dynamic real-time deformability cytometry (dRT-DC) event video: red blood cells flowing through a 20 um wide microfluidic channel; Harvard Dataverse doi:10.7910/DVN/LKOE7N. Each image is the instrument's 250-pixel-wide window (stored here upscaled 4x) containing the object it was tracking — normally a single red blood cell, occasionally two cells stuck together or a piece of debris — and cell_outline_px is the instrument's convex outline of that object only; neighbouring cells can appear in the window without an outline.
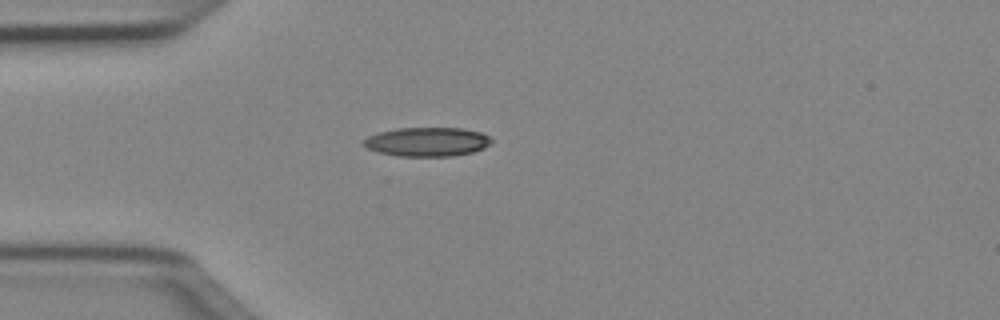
{"species": "Egyptian fruit bat (a non-hibernating species)", "species_latin": "Rousettus aegyptiacus", "temperature_condition": "cold", "stored_images_in_passage": 37, "camera_frame_rate_fps": 3000, "um_per_image_px": 0.085, "animal": {"sex": "female"}, "frame": {"image": 1, "passage_image": 1, "time_ms": 0.0, "image_size_px": [1000, 320], "cell_outline_px": [[492, 140], [484, 148], [472, 152], [452, 156], [396, 156], [364, 148], [360, 144], [368, 136], [380, 132], [396, 128], [460, 128], [480, 132], [488, 136]], "centroid_in_image_um": [36.26, 12.06], "position_along_channel_um": 48.7, "area_um2": 21.62}}
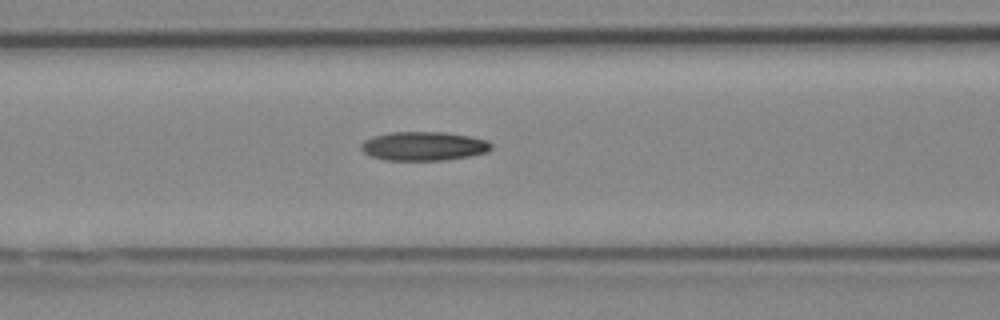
{"frame": {"image": 2, "passage_image": 8, "time_ms": 2.333, "image_size_px": [1000, 320], "cell_outline_px": [[492, 148], [488, 152], [468, 156], [444, 160], [384, 160], [368, 156], [360, 148], [360, 144], [364, 140], [372, 136], [392, 132], [444, 132], [472, 136], [488, 140], [492, 144]], "centroid_in_image_um": [36.0, 12.42], "position_along_channel_um": 130.6, "area_um2": 22.2}}
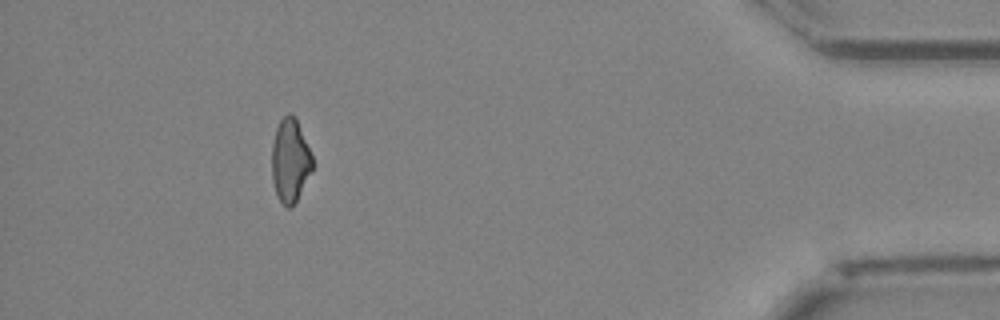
{"frame": {"image": 3, "passage_image": 33, "time_ms": 10.667, "image_size_px": [1000, 320], "cell_outline_px": [[312, 168], [292, 208], [288, 208], [276, 196], [272, 180], [272, 144], [276, 128], [280, 120], [288, 112], [296, 120], [312, 156]], "centroid_in_image_um": [24.63, 13.66], "position_along_channel_um": 410.6, "area_um2": 19.25}, "authors_computed_cell_mechanics": {"area_um2": 21.097, "velocity_mm_per_s": 4.0507, "shape_relaxation_time_tau1_ms": 8.8537, "shape_relaxation_time_tau2_ms": 8.1005, "deformation_change_tau1": 0.2204, "deformation_change_tau2": 0.193}}